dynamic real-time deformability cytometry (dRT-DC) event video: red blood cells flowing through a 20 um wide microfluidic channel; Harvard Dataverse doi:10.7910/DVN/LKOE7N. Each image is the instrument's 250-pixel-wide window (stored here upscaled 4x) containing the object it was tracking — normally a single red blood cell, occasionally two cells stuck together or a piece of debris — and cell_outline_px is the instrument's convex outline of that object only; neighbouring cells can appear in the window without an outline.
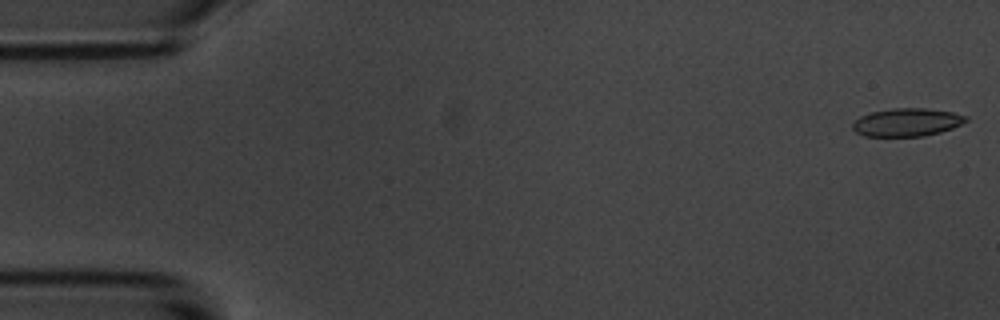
{"species": "common noctule bat (a hibernating species)", "species_latin": "Nyctalus noctula", "temperature_condition": "room temperature", "stored_images_in_passage": 56, "camera_frame_rate_fps": 3000, "um_per_image_px": 0.085, "animal": {"sex": "male", "body_mass_g": 20.1, "forearm_length_mm": 53.5}, "frame": {"image": 1, "passage_image": 1, "time_ms": 0.0, "image_size_px": [1000, 320], "cell_outline_px": [[968, 120], [952, 128], [940, 132], [924, 136], [864, 136], [856, 132], [852, 128], [852, 124], [860, 116], [872, 112], [892, 108], [924, 108], [952, 112], [968, 116]], "centroid_in_image_um": [77.08, 10.39], "position_along_channel_um": 7.9, "area_um2": 18.44}}
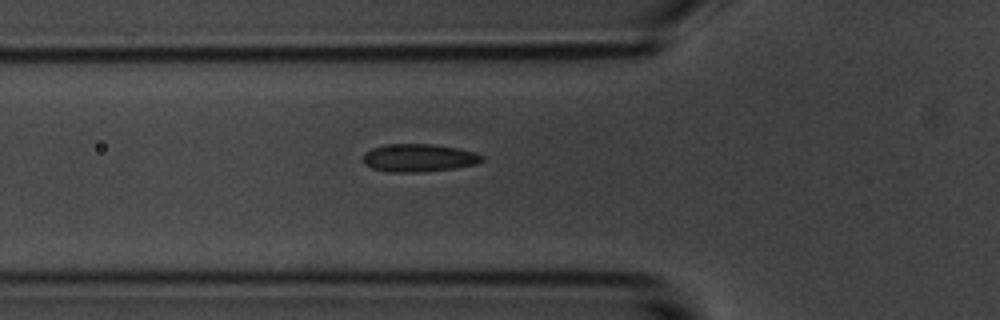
{"frame": {"image": 2, "passage_image": 19, "time_ms": 6.0, "image_size_px": [1000, 320], "cell_outline_px": [[484, 160], [476, 164], [456, 168], [420, 172], [388, 172], [372, 168], [364, 164], [364, 152], [372, 148], [388, 144], [432, 144], [460, 148], [476, 152], [484, 156]], "centroid_in_image_um": [35.63, 13.42], "position_along_channel_um": 90.2, "area_um2": 19.48}}
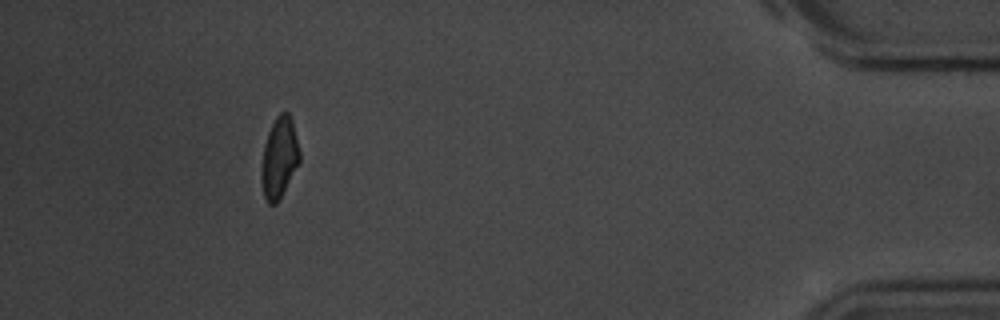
{"frame": {"image": 3, "passage_image": 51, "time_ms": 16.667, "image_size_px": [1000, 320], "cell_outline_px": [[300, 160], [276, 204], [268, 204], [264, 196], [260, 180], [260, 168], [264, 144], [268, 132], [276, 116], [280, 112], [288, 112], [292, 120], [300, 152]], "centroid_in_image_um": [23.7, 13.39], "position_along_channel_um": 411.5, "area_um2": 17.92}, "authors_computed_cell_mechanics": {"area_um2": 18.9006, "velocity_mm_per_s": 3.5726, "shape_relaxation_time_tau1_ms": 3.7563, "shape_relaxation_time_tau2_ms": 1.5275, "deformation_change_tau1": 0.1114, "deformation_change_tau2": 0.0634}}